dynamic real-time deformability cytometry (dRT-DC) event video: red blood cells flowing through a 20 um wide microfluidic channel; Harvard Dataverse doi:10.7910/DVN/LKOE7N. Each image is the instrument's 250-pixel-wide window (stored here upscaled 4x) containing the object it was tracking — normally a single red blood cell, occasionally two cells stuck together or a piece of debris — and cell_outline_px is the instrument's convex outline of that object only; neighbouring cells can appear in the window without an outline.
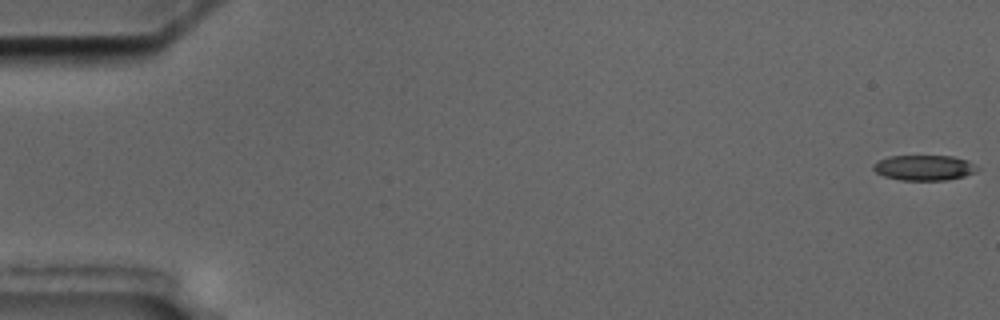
{"species": "common noctule bat (a hibernating species)", "species_latin": "Nyctalus noctula", "temperature_condition": "cold", "stored_images_in_passage": 15, "camera_frame_rate_fps": 3000, "um_per_image_px": 0.085, "animal": {"sex": "male", "body_mass_g": 17.5, "forearm_length_mm": 52.3}, "frame": {"image": 1, "passage_image": 1, "time_ms": 0.0, "image_size_px": [1000, 320], "cell_outline_px": [[980, 168], [976, 172], [964, 176], [948, 180], [900, 180], [884, 176], [876, 172], [872, 168], [872, 164], [888, 156], [952, 156], [968, 160]], "centroid_in_image_um": [78.57, 14.25], "position_along_channel_um": 6.4, "area_um2": 15.43}}
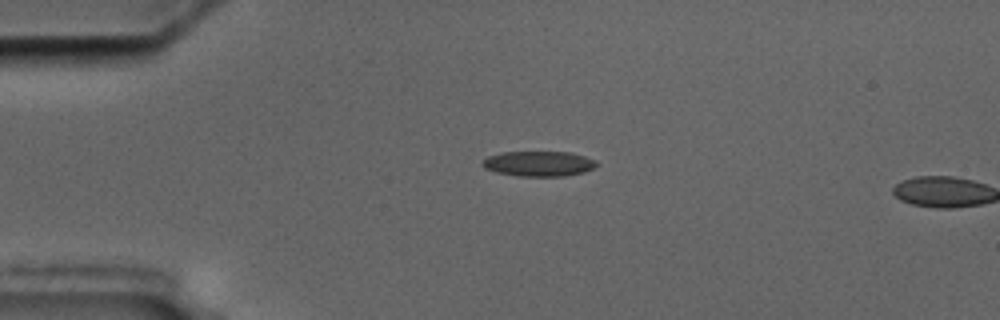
{"frame": {"image": 2, "passage_image": 14, "time_ms": 4.333, "image_size_px": [1000, 320], "cell_outline_px": [[600, 164], [584, 172], [564, 176], [516, 176], [496, 172], [484, 168], [480, 164], [488, 156], [500, 152], [572, 152], [596, 160]], "centroid_in_image_um": [45.79, 13.91], "position_along_channel_um": 39.2, "area_um2": 16.88}}